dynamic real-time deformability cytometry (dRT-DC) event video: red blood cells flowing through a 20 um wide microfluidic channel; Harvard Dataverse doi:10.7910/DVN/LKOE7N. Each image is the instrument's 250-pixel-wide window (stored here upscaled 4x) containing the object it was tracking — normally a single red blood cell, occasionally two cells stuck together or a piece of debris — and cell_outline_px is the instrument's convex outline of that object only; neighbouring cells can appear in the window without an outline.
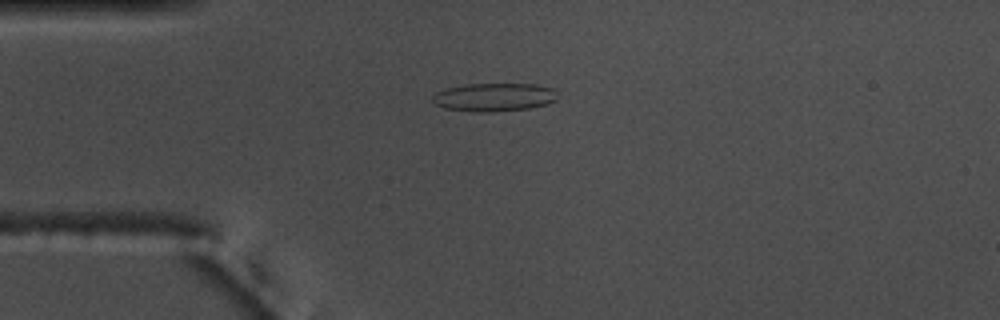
{"species": "common noctule bat (a hibernating species)", "species_latin": "Nyctalus noctula", "temperature_condition": "warm", "stored_images_in_passage": 44, "camera_frame_rate_fps": 3000, "um_per_image_px": 0.085, "animal": {"sex": "male", "body_mass_g": 17.5, "forearm_length_mm": 52.3}, "frame": {"image": 1, "passage_image": 3, "time_ms": 0.667, "image_size_px": [1000, 320], "cell_outline_px": [[556, 100], [532, 108], [492, 112], [472, 112], [444, 108], [436, 104], [432, 100], [432, 96], [436, 92], [448, 88], [468, 84], [536, 84], [552, 88], [556, 92]], "centroid_in_image_um": [41.99, 8.27], "position_along_channel_um": 43.0, "area_um2": 20.58}}
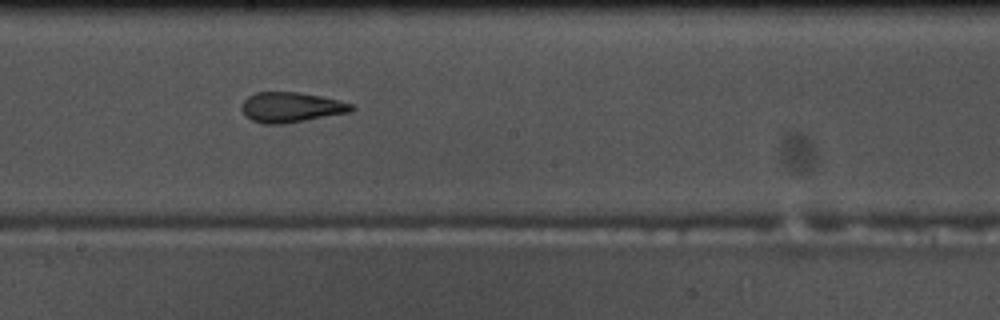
{"frame": {"image": 2, "passage_image": 19, "time_ms": 6.0, "image_size_px": [1000, 320], "cell_outline_px": [[356, 108], [352, 112], [284, 124], [264, 124], [252, 120], [244, 116], [240, 108], [244, 100], [248, 96], [256, 92], [296, 92], [320, 96], [340, 100], [352, 104]], "centroid_in_image_um": [24.74, 9.12], "position_along_channel_um": 223.5, "area_um2": 19.48}}
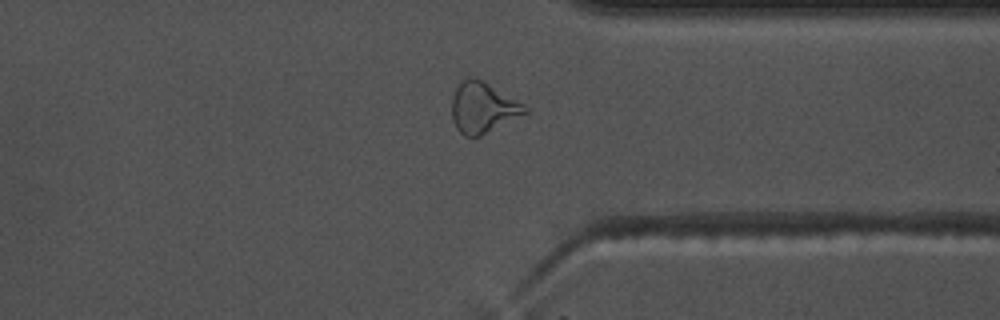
{"frame": {"image": 3, "passage_image": 31, "time_ms": 10.0, "image_size_px": [1000, 320], "cell_outline_px": [[528, 112], [480, 136], [464, 136], [456, 128], [452, 120], [452, 96], [456, 88], [468, 76], [476, 76], [528, 108]], "centroid_in_image_um": [40.99, 9.15], "position_along_channel_um": 370.4, "area_um2": 21.21}, "authors_computed_cell_mechanics": {"area_um2": 19.8543, "velocity_mm_per_s": 3.7325, "shape_relaxation_time_tau1_ms": null, "shape_relaxation_time_tau2_ms": 2.0081, "deformation_change_tau1": null, "deformation_change_tau2": 0.107}}